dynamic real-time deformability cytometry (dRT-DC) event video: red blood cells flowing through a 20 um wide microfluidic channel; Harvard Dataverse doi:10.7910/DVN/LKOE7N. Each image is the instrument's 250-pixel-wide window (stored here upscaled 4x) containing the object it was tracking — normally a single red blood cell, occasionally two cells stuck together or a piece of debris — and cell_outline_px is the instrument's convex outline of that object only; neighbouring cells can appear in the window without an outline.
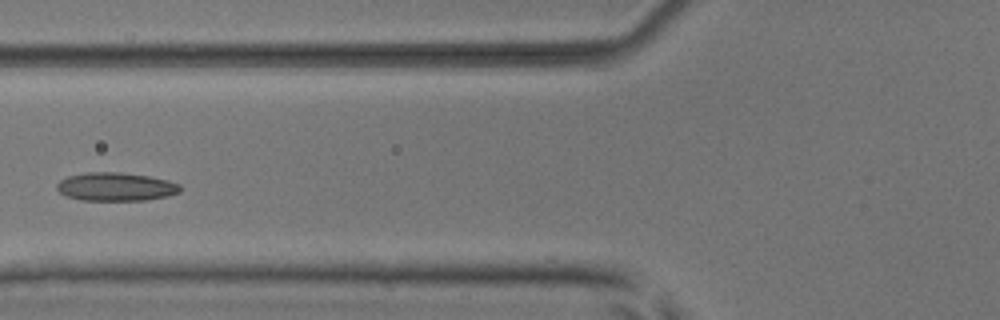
{"species": "common noctule bat (a hibernating species)", "species_latin": "Nyctalus noctula", "temperature_condition": "room temperature", "stored_images_in_passage": 5, "camera_frame_rate_fps": 3000, "um_per_image_px": 0.085, "animal": {"sex": "male", "body_mass_g": 17.9, "forearm_length_mm": 54.2}, "frame": {"image": 1, "passage_image": 5, "time_ms": 4.667, "image_size_px": [1000, 320], "cell_outline_px": [[180, 192], [168, 196], [144, 200], [80, 200], [68, 196], [60, 192], [56, 188], [56, 184], [60, 180], [68, 176], [88, 172], [120, 172], [148, 176], [168, 180], [180, 184]], "centroid_in_image_um": [9.85, 15.87], "position_along_channel_um": 116.0, "area_um2": 20.35}}